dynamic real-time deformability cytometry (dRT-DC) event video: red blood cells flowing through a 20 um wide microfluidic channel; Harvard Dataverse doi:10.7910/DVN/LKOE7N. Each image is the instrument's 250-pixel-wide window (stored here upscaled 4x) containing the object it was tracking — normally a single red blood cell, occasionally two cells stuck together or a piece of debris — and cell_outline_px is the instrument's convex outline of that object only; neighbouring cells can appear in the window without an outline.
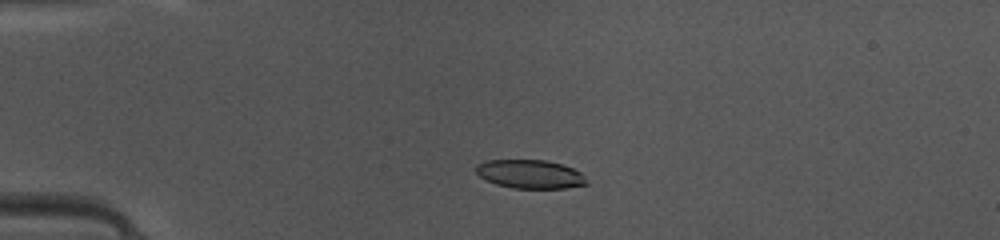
{"species": "common noctule bat (a hibernating species)", "species_latin": "Nyctalus noctula", "temperature_condition": "warm", "stored_images_in_passage": 48, "camera_frame_rate_fps": 3000, "um_per_image_px": 0.085, "animal": {"sex": "female", "body_mass_g": 10.0, "forearm_length_mm": 53.1}, "frame": {"image": 1, "passage_image": 12, "time_ms": 3.667, "image_size_px": [1000, 240], "cell_outline_px": [[588, 184], [568, 188], [512, 188], [496, 184], [480, 176], [476, 172], [476, 164], [488, 160], [544, 160], [560, 164], [572, 168], [580, 172], [584, 176]], "centroid_in_image_um": [45.06, 14.8], "position_along_channel_um": 39.9, "area_um2": 18.32}}
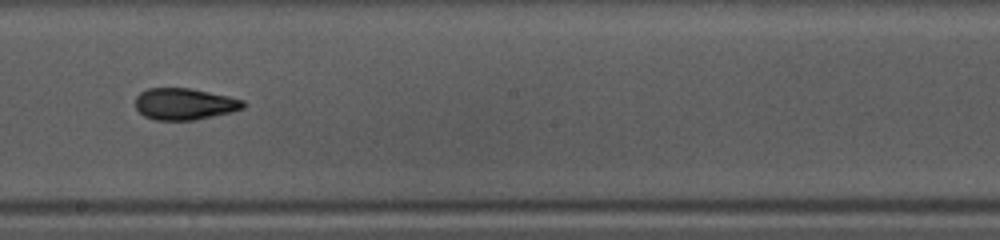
{"frame": {"image": 2, "passage_image": 28, "time_ms": 9.0, "image_size_px": [1000, 240], "cell_outline_px": [[248, 104], [244, 108], [232, 112], [192, 120], [156, 120], [144, 116], [136, 108], [136, 96], [140, 92], [148, 88], [188, 88], [228, 96], [244, 100]], "centroid_in_image_um": [15.7, 8.84], "position_along_channel_um": 232.5, "area_um2": 19.83}}
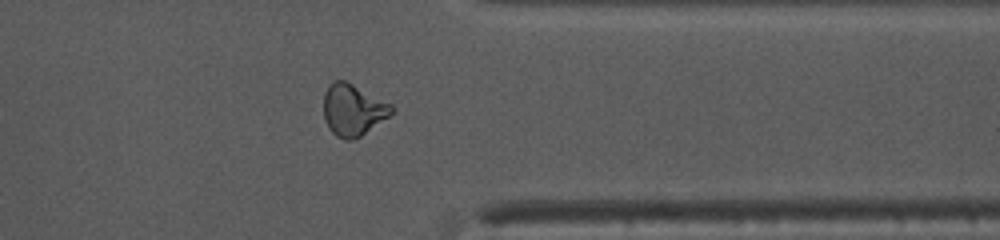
{"frame": {"image": 3, "passage_image": 39, "time_ms": 12.667, "image_size_px": [1000, 240], "cell_outline_px": [[396, 112], [360, 136], [352, 140], [344, 140], [336, 136], [328, 128], [324, 120], [324, 92], [328, 84], [336, 80], [344, 80], [392, 104], [396, 108]], "centroid_in_image_um": [30.01, 9.35], "position_along_channel_um": 381.4, "area_um2": 20.63}, "authors_computed_cell_mechanics": {"area_um2": 19.8254, "velocity_mm_per_s": 4.1798, "shape_relaxation_time_tau1_ms": 5.7455, "shape_relaxation_time_tau2_ms": 2.1486, "deformation_change_tau1": 0.1687, "deformation_change_tau2": 0.097}}